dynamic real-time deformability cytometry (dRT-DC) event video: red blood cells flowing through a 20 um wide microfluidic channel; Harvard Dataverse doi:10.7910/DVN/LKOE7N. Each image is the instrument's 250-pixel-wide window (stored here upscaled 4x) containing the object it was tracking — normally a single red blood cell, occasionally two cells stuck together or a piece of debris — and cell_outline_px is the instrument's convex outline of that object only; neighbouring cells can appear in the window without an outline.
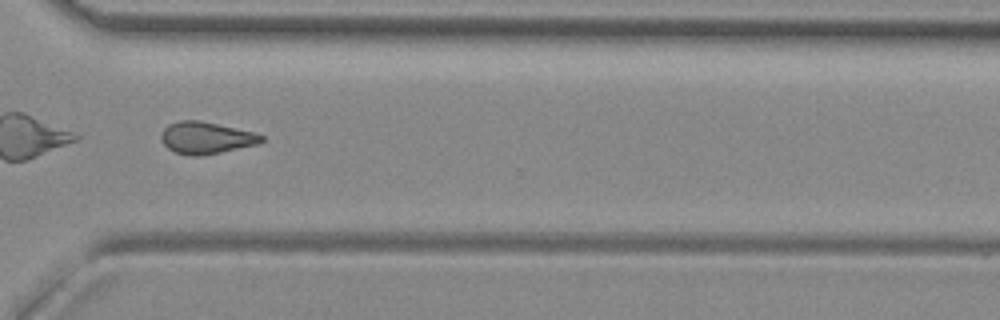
{"species": "common noctule bat (a hibernating species)", "species_latin": "Nyctalus noctula", "temperature_condition": "room temperature", "stored_images_in_passage": 37, "camera_frame_rate_fps": 3000, "um_per_image_px": 0.085, "animal": {"sex": "female", "body_mass_g": 29.2, "forearm_length_mm": 56.3}, "frame": {"image": 1, "passage_image": 27, "time_ms": 8.667, "image_size_px": [1000, 320], "cell_outline_px": [[264, 140], [256, 144], [220, 152], [200, 156], [192, 156], [176, 152], [168, 148], [164, 144], [160, 136], [164, 128], [168, 124], [180, 120], [200, 120], [256, 132], [264, 136]], "centroid_in_image_um": [17.52, 11.7], "position_along_channel_um": 353.1, "area_um2": 18.61}, "authors_computed_cell_mechanics": {"area_um2": 18.5538, "velocity_mm_per_s": 3.9585, "shape_relaxation_time_tau1_ms": null, "shape_relaxation_time_tau2_ms": 4.2959, "deformation_change_tau1": null, "deformation_change_tau2": 0.1065}}